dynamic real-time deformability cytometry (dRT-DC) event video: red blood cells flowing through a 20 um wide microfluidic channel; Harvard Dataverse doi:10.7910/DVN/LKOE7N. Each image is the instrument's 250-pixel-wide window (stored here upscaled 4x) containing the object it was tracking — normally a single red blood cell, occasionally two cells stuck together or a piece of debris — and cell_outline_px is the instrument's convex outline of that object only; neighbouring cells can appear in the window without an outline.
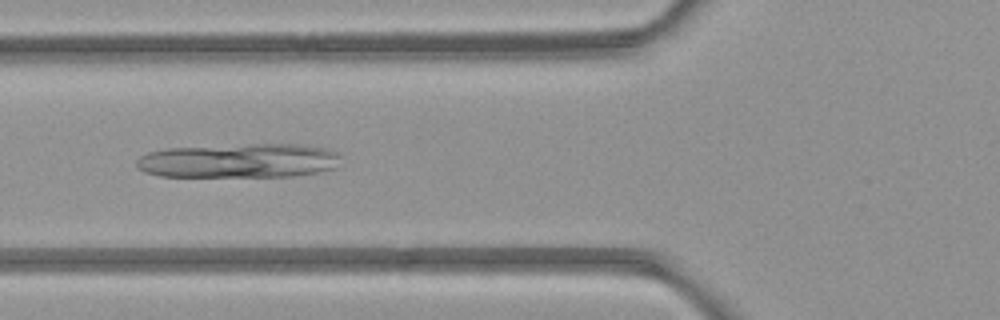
{"species": "common noctule bat (a hibernating species)", "species_latin": "Nyctalus noctula", "temperature_condition": "room temperature", "stored_images_in_passage": 5, "camera_frame_rate_fps": 3000, "um_per_image_px": 0.085, "animal": {"sex": "female", "body_mass_g": 21.9}, "frame": {"image": 1, "passage_image": 5, "time_ms": 4.667, "image_size_px": [1000, 320], "cell_outline_px": [[340, 156], [336, 168], [316, 172], [292, 176], [160, 176], [144, 172], [136, 168], [136, 160], [140, 156], [148, 152], [168, 148], [252, 144], [304, 144], [328, 148], [336, 152]], "centroid_in_image_um": [20.31, 13.65], "position_along_channel_um": 105.5, "area_um2": 40.92}}